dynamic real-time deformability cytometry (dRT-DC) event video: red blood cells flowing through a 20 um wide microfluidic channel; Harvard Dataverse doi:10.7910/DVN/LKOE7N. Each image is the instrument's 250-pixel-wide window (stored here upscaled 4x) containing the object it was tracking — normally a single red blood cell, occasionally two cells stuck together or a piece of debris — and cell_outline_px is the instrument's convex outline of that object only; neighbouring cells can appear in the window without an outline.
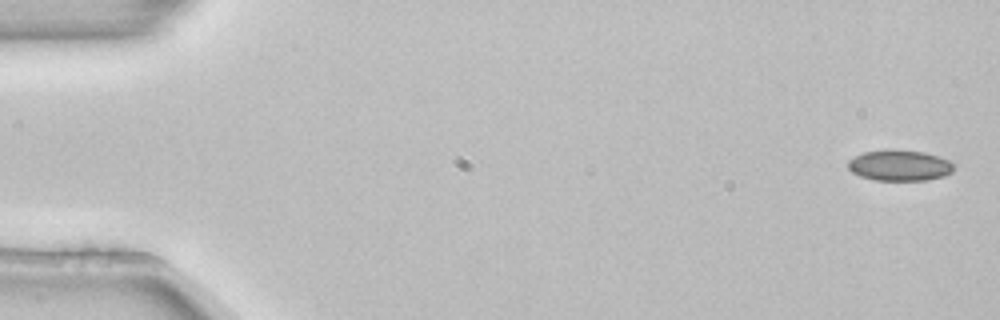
{"species": "common noctule bat (a hibernating species)", "species_latin": "Nyctalus noctula", "temperature_condition": "room temperature", "stored_images_in_passage": 9, "camera_frame_rate_fps": 3000, "um_per_image_px": 0.085, "animal": {"sex": "female", "body_mass_g": 22.7, "forearm_length_mm": 54.2}, "frame": {"image": 1, "passage_image": 1, "time_ms": 0.0, "image_size_px": [1000, 320], "cell_outline_px": [[952, 172], [944, 176], [924, 180], [876, 180], [860, 176], [852, 172], [848, 168], [848, 160], [864, 152], [888, 148], [896, 148], [924, 152], [948, 160], [952, 164]], "centroid_in_image_um": [76.42, 14.04], "position_along_channel_um": 8.6, "area_um2": 19.07}}